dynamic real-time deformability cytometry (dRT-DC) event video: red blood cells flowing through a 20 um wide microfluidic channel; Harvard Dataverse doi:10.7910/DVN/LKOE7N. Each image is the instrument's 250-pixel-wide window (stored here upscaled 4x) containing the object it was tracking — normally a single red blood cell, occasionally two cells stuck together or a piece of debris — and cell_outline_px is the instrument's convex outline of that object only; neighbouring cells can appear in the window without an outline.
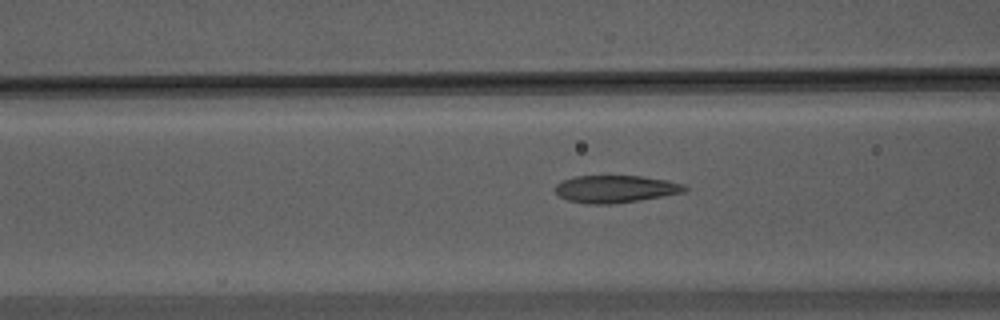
{"species": "Egyptian fruit bat (a non-hibernating species)", "species_latin": "Rousettus aegyptiacus", "temperature_condition": "warm", "stored_images_in_passage": 19, "camera_frame_rate_fps": 3000, "um_per_image_px": 0.085, "animal": {"sex": "male"}, "frame": {"image": 1, "passage_image": 16, "time_ms": 5.0, "image_size_px": [1000, 320], "cell_outline_px": [[688, 188], [684, 192], [612, 204], [588, 204], [568, 200], [560, 196], [556, 192], [556, 184], [564, 180], [576, 176], [640, 176], [668, 180], [684, 184]], "centroid_in_image_um": [52.32, 16.05], "position_along_channel_um": 114.3, "area_um2": 20.35}}